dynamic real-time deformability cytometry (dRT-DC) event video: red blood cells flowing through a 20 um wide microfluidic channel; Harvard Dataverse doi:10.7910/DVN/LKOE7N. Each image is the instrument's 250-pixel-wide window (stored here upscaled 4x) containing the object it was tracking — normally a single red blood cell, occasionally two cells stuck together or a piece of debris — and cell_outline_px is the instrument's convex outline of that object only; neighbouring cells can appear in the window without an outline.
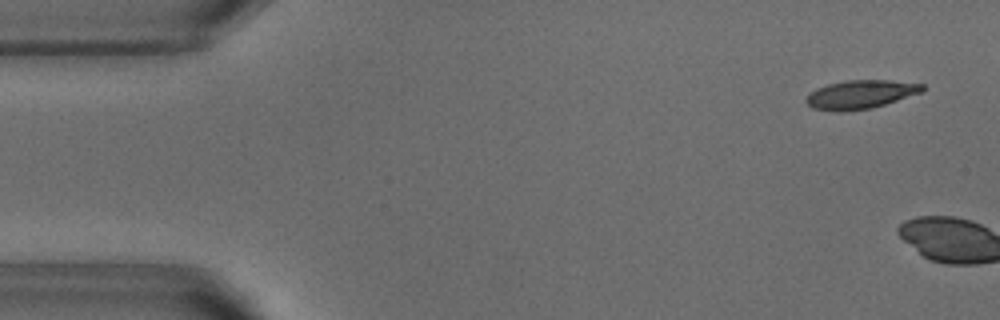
{"species": "common noctule bat (a hibernating species)", "species_latin": "Nyctalus noctula", "temperature_condition": "warm", "stored_images_in_passage": 5, "camera_frame_rate_fps": 3000, "um_per_image_px": 0.085, "animal": {"sex": "male", "body_mass_g": 18.8}, "frame": {"image": 1, "passage_image": 3, "time_ms": 0.667, "image_size_px": [1000, 320], "cell_outline_px": [[924, 88], [920, 92], [872, 108], [840, 112], [836, 112], [812, 108], [804, 100], [816, 88], [828, 84], [848, 80], [888, 80], [924, 84]], "centroid_in_image_um": [73.1, 8.03], "position_along_channel_um": 11.9, "area_um2": 19.13}}